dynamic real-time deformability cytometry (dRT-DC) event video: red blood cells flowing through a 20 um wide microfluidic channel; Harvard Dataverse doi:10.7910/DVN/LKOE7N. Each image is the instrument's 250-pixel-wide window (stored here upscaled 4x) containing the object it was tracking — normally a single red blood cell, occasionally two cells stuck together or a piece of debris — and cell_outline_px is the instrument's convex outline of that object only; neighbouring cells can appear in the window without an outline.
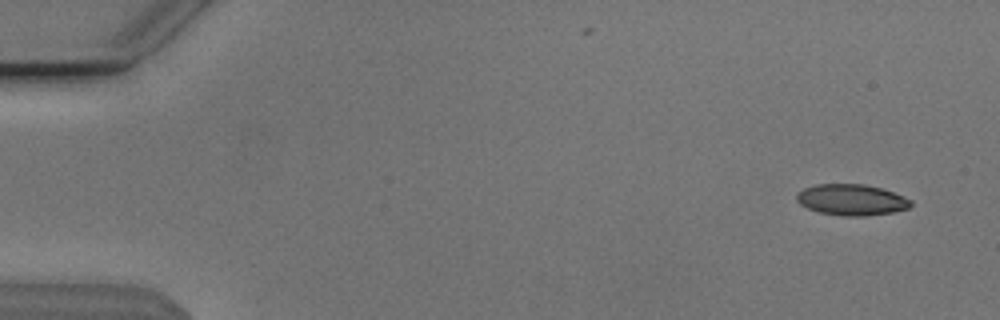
{"species": "Egyptian fruit bat (a non-hibernating species)", "species_latin": "Rousettus aegyptiacus", "temperature_condition": "cold", "stored_images_in_passage": 10, "camera_frame_rate_fps": 3000, "um_per_image_px": 0.085, "animal": {"sex": "male"}, "frame": {"image": 1, "passage_image": 2, "time_ms": 0.333, "image_size_px": [1000, 320], "cell_outline_px": [[912, 204], [908, 208], [892, 212], [864, 216], [848, 216], [820, 212], [808, 208], [800, 204], [796, 200], [796, 196], [804, 188], [816, 184], [864, 184], [880, 188], [892, 192], [912, 200]], "centroid_in_image_um": [72.38, 16.98], "position_along_channel_um": 12.6, "area_um2": 20.4}}